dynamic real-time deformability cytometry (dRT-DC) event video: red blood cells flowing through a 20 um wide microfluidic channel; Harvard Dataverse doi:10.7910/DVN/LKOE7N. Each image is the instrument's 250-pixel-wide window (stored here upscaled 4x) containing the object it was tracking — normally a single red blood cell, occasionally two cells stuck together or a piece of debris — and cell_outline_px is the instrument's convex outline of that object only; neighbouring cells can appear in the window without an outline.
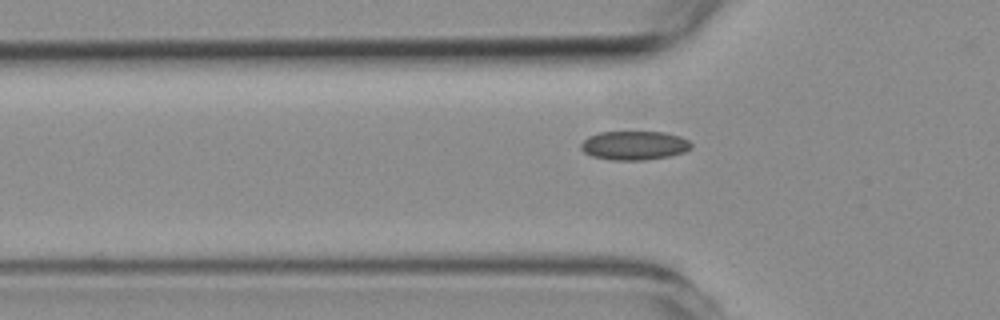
{"species": "common noctule bat (a hibernating species)", "species_latin": "Nyctalus noctula", "temperature_condition": "room temperature", "stored_images_in_passage": 3, "camera_frame_rate_fps": 3000, "um_per_image_px": 0.085, "animal": {"sex": "female", "body_mass_g": 19.3, "forearm_length_mm": 54.1}, "frame": {"image": 1, "passage_image": 3, "time_ms": 2.667, "image_size_px": [1000, 320], "cell_outline_px": [[692, 148], [684, 152], [668, 156], [644, 160], [612, 160], [592, 156], [584, 152], [580, 148], [580, 144], [588, 136], [600, 132], [664, 132], [680, 136], [688, 140], [692, 144]], "centroid_in_image_um": [53.91, 12.36], "position_along_channel_um": 71.9, "area_um2": 18.61}}